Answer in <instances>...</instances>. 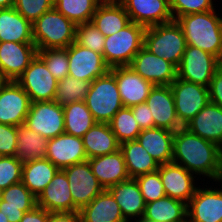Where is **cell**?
I'll return each instance as SVG.
<instances>
[{"mask_svg":"<svg viewBox=\"0 0 222 222\" xmlns=\"http://www.w3.org/2000/svg\"><path fill=\"white\" fill-rule=\"evenodd\" d=\"M172 162L216 181L222 171V148L182 127L174 132Z\"/></svg>","mask_w":222,"mask_h":222,"instance_id":"obj_1","label":"cell"},{"mask_svg":"<svg viewBox=\"0 0 222 222\" xmlns=\"http://www.w3.org/2000/svg\"><path fill=\"white\" fill-rule=\"evenodd\" d=\"M215 9L179 17L187 45L214 55L222 62V18Z\"/></svg>","mask_w":222,"mask_h":222,"instance_id":"obj_2","label":"cell"},{"mask_svg":"<svg viewBox=\"0 0 222 222\" xmlns=\"http://www.w3.org/2000/svg\"><path fill=\"white\" fill-rule=\"evenodd\" d=\"M32 29L37 50L67 48L75 42L76 25L54 7L42 14Z\"/></svg>","mask_w":222,"mask_h":222,"instance_id":"obj_3","label":"cell"},{"mask_svg":"<svg viewBox=\"0 0 222 222\" xmlns=\"http://www.w3.org/2000/svg\"><path fill=\"white\" fill-rule=\"evenodd\" d=\"M143 46L154 55L178 67L187 43L181 26L173 20L147 27L144 32Z\"/></svg>","mask_w":222,"mask_h":222,"instance_id":"obj_4","label":"cell"},{"mask_svg":"<svg viewBox=\"0 0 222 222\" xmlns=\"http://www.w3.org/2000/svg\"><path fill=\"white\" fill-rule=\"evenodd\" d=\"M145 29L142 25L130 22L122 30L107 36L103 51L105 63L110 68L129 66L144 45Z\"/></svg>","mask_w":222,"mask_h":222,"instance_id":"obj_5","label":"cell"},{"mask_svg":"<svg viewBox=\"0 0 222 222\" xmlns=\"http://www.w3.org/2000/svg\"><path fill=\"white\" fill-rule=\"evenodd\" d=\"M85 104L98 123H109L124 107L115 75L111 71L91 82Z\"/></svg>","mask_w":222,"mask_h":222,"instance_id":"obj_6","label":"cell"},{"mask_svg":"<svg viewBox=\"0 0 222 222\" xmlns=\"http://www.w3.org/2000/svg\"><path fill=\"white\" fill-rule=\"evenodd\" d=\"M221 65L222 62L214 55L195 46L187 45L177 67V78L208 87Z\"/></svg>","mask_w":222,"mask_h":222,"instance_id":"obj_7","label":"cell"},{"mask_svg":"<svg viewBox=\"0 0 222 222\" xmlns=\"http://www.w3.org/2000/svg\"><path fill=\"white\" fill-rule=\"evenodd\" d=\"M16 82L28 94L31 102L53 101L58 80L36 55Z\"/></svg>","mask_w":222,"mask_h":222,"instance_id":"obj_8","label":"cell"},{"mask_svg":"<svg viewBox=\"0 0 222 222\" xmlns=\"http://www.w3.org/2000/svg\"><path fill=\"white\" fill-rule=\"evenodd\" d=\"M180 124L184 127L210 102L208 87L176 78L170 85Z\"/></svg>","mask_w":222,"mask_h":222,"instance_id":"obj_9","label":"cell"},{"mask_svg":"<svg viewBox=\"0 0 222 222\" xmlns=\"http://www.w3.org/2000/svg\"><path fill=\"white\" fill-rule=\"evenodd\" d=\"M24 125L47 139L64 133L63 107L55 101L31 102Z\"/></svg>","mask_w":222,"mask_h":222,"instance_id":"obj_10","label":"cell"},{"mask_svg":"<svg viewBox=\"0 0 222 222\" xmlns=\"http://www.w3.org/2000/svg\"><path fill=\"white\" fill-rule=\"evenodd\" d=\"M62 170L69 182L74 212H79L104 190L93 174L88 161L73 164Z\"/></svg>","mask_w":222,"mask_h":222,"instance_id":"obj_11","label":"cell"},{"mask_svg":"<svg viewBox=\"0 0 222 222\" xmlns=\"http://www.w3.org/2000/svg\"><path fill=\"white\" fill-rule=\"evenodd\" d=\"M69 70L68 76L93 82L104 76L110 67L105 63L103 54L79 45L76 41L67 47Z\"/></svg>","mask_w":222,"mask_h":222,"instance_id":"obj_12","label":"cell"},{"mask_svg":"<svg viewBox=\"0 0 222 222\" xmlns=\"http://www.w3.org/2000/svg\"><path fill=\"white\" fill-rule=\"evenodd\" d=\"M136 73L154 85H171L177 78V67L151 53L144 46L129 65Z\"/></svg>","mask_w":222,"mask_h":222,"instance_id":"obj_13","label":"cell"},{"mask_svg":"<svg viewBox=\"0 0 222 222\" xmlns=\"http://www.w3.org/2000/svg\"><path fill=\"white\" fill-rule=\"evenodd\" d=\"M200 187L187 204V222H222V189Z\"/></svg>","mask_w":222,"mask_h":222,"instance_id":"obj_14","label":"cell"},{"mask_svg":"<svg viewBox=\"0 0 222 222\" xmlns=\"http://www.w3.org/2000/svg\"><path fill=\"white\" fill-rule=\"evenodd\" d=\"M158 171L166 196L188 204L197 189V176L173 162L159 165Z\"/></svg>","mask_w":222,"mask_h":222,"instance_id":"obj_15","label":"cell"},{"mask_svg":"<svg viewBox=\"0 0 222 222\" xmlns=\"http://www.w3.org/2000/svg\"><path fill=\"white\" fill-rule=\"evenodd\" d=\"M31 106L28 94L16 81H8L0 91V123L24 124Z\"/></svg>","mask_w":222,"mask_h":222,"instance_id":"obj_16","label":"cell"},{"mask_svg":"<svg viewBox=\"0 0 222 222\" xmlns=\"http://www.w3.org/2000/svg\"><path fill=\"white\" fill-rule=\"evenodd\" d=\"M115 75L120 98L124 107L145 103L149 93L155 86L136 73L130 66L110 68Z\"/></svg>","mask_w":222,"mask_h":222,"instance_id":"obj_17","label":"cell"},{"mask_svg":"<svg viewBox=\"0 0 222 222\" xmlns=\"http://www.w3.org/2000/svg\"><path fill=\"white\" fill-rule=\"evenodd\" d=\"M146 103L153 116L154 127L168 129L173 132L183 127L177 117L170 85H155L149 93Z\"/></svg>","mask_w":222,"mask_h":222,"instance_id":"obj_18","label":"cell"},{"mask_svg":"<svg viewBox=\"0 0 222 222\" xmlns=\"http://www.w3.org/2000/svg\"><path fill=\"white\" fill-rule=\"evenodd\" d=\"M121 4L130 21L145 28L174 20L169 0H124Z\"/></svg>","mask_w":222,"mask_h":222,"instance_id":"obj_19","label":"cell"},{"mask_svg":"<svg viewBox=\"0 0 222 222\" xmlns=\"http://www.w3.org/2000/svg\"><path fill=\"white\" fill-rule=\"evenodd\" d=\"M36 55L34 43L0 42V71L9 81H16Z\"/></svg>","mask_w":222,"mask_h":222,"instance_id":"obj_20","label":"cell"},{"mask_svg":"<svg viewBox=\"0 0 222 222\" xmlns=\"http://www.w3.org/2000/svg\"><path fill=\"white\" fill-rule=\"evenodd\" d=\"M46 158L58 169H64L88 159L84 150L83 139L66 133L49 139Z\"/></svg>","mask_w":222,"mask_h":222,"instance_id":"obj_21","label":"cell"},{"mask_svg":"<svg viewBox=\"0 0 222 222\" xmlns=\"http://www.w3.org/2000/svg\"><path fill=\"white\" fill-rule=\"evenodd\" d=\"M37 206L48 212H74L73 198L65 172L59 169L50 184L37 197Z\"/></svg>","mask_w":222,"mask_h":222,"instance_id":"obj_22","label":"cell"},{"mask_svg":"<svg viewBox=\"0 0 222 222\" xmlns=\"http://www.w3.org/2000/svg\"><path fill=\"white\" fill-rule=\"evenodd\" d=\"M93 174L104 189L130 179L122 151L87 159Z\"/></svg>","mask_w":222,"mask_h":222,"instance_id":"obj_23","label":"cell"},{"mask_svg":"<svg viewBox=\"0 0 222 222\" xmlns=\"http://www.w3.org/2000/svg\"><path fill=\"white\" fill-rule=\"evenodd\" d=\"M37 206V198L21 182L1 190L0 211L9 222H20L23 214Z\"/></svg>","mask_w":222,"mask_h":222,"instance_id":"obj_24","label":"cell"},{"mask_svg":"<svg viewBox=\"0 0 222 222\" xmlns=\"http://www.w3.org/2000/svg\"><path fill=\"white\" fill-rule=\"evenodd\" d=\"M184 127L222 148V108L219 105L209 102Z\"/></svg>","mask_w":222,"mask_h":222,"instance_id":"obj_25","label":"cell"},{"mask_svg":"<svg viewBox=\"0 0 222 222\" xmlns=\"http://www.w3.org/2000/svg\"><path fill=\"white\" fill-rule=\"evenodd\" d=\"M120 206L123 217L131 222L144 216L146 203L135 178L119 182L107 189ZM134 218V219H133Z\"/></svg>","mask_w":222,"mask_h":222,"instance_id":"obj_26","label":"cell"},{"mask_svg":"<svg viewBox=\"0 0 222 222\" xmlns=\"http://www.w3.org/2000/svg\"><path fill=\"white\" fill-rule=\"evenodd\" d=\"M137 140L159 165L172 162L173 131L158 127L143 129Z\"/></svg>","mask_w":222,"mask_h":222,"instance_id":"obj_27","label":"cell"},{"mask_svg":"<svg viewBox=\"0 0 222 222\" xmlns=\"http://www.w3.org/2000/svg\"><path fill=\"white\" fill-rule=\"evenodd\" d=\"M81 222H128L112 194L104 189L80 211Z\"/></svg>","mask_w":222,"mask_h":222,"instance_id":"obj_28","label":"cell"},{"mask_svg":"<svg viewBox=\"0 0 222 222\" xmlns=\"http://www.w3.org/2000/svg\"><path fill=\"white\" fill-rule=\"evenodd\" d=\"M34 43L32 23L14 7L0 9V42Z\"/></svg>","mask_w":222,"mask_h":222,"instance_id":"obj_29","label":"cell"},{"mask_svg":"<svg viewBox=\"0 0 222 222\" xmlns=\"http://www.w3.org/2000/svg\"><path fill=\"white\" fill-rule=\"evenodd\" d=\"M82 139L88 159L111 154L120 149V143L109 123H95Z\"/></svg>","mask_w":222,"mask_h":222,"instance_id":"obj_30","label":"cell"},{"mask_svg":"<svg viewBox=\"0 0 222 222\" xmlns=\"http://www.w3.org/2000/svg\"><path fill=\"white\" fill-rule=\"evenodd\" d=\"M58 170L47 158L27 161L22 166V183L37 198Z\"/></svg>","mask_w":222,"mask_h":222,"instance_id":"obj_31","label":"cell"},{"mask_svg":"<svg viewBox=\"0 0 222 222\" xmlns=\"http://www.w3.org/2000/svg\"><path fill=\"white\" fill-rule=\"evenodd\" d=\"M91 22L107 37L122 30L131 21L122 4L100 3Z\"/></svg>","mask_w":222,"mask_h":222,"instance_id":"obj_32","label":"cell"},{"mask_svg":"<svg viewBox=\"0 0 222 222\" xmlns=\"http://www.w3.org/2000/svg\"><path fill=\"white\" fill-rule=\"evenodd\" d=\"M127 172L130 178L157 171L159 164L142 147L138 140L127 141L120 144Z\"/></svg>","mask_w":222,"mask_h":222,"instance_id":"obj_33","label":"cell"},{"mask_svg":"<svg viewBox=\"0 0 222 222\" xmlns=\"http://www.w3.org/2000/svg\"><path fill=\"white\" fill-rule=\"evenodd\" d=\"M143 218L152 222H187V204L165 196L147 203Z\"/></svg>","mask_w":222,"mask_h":222,"instance_id":"obj_34","label":"cell"},{"mask_svg":"<svg viewBox=\"0 0 222 222\" xmlns=\"http://www.w3.org/2000/svg\"><path fill=\"white\" fill-rule=\"evenodd\" d=\"M49 139L29 129L24 124L17 126L16 158L22 163L46 158Z\"/></svg>","mask_w":222,"mask_h":222,"instance_id":"obj_35","label":"cell"},{"mask_svg":"<svg viewBox=\"0 0 222 222\" xmlns=\"http://www.w3.org/2000/svg\"><path fill=\"white\" fill-rule=\"evenodd\" d=\"M64 133L83 137L97 123L85 104V101L73 102L63 106Z\"/></svg>","mask_w":222,"mask_h":222,"instance_id":"obj_36","label":"cell"},{"mask_svg":"<svg viewBox=\"0 0 222 222\" xmlns=\"http://www.w3.org/2000/svg\"><path fill=\"white\" fill-rule=\"evenodd\" d=\"M99 0H54V8L75 25L91 22Z\"/></svg>","mask_w":222,"mask_h":222,"instance_id":"obj_37","label":"cell"},{"mask_svg":"<svg viewBox=\"0 0 222 222\" xmlns=\"http://www.w3.org/2000/svg\"><path fill=\"white\" fill-rule=\"evenodd\" d=\"M91 82L66 76L58 81L53 101L59 106H65L73 102L85 101Z\"/></svg>","mask_w":222,"mask_h":222,"instance_id":"obj_38","label":"cell"},{"mask_svg":"<svg viewBox=\"0 0 222 222\" xmlns=\"http://www.w3.org/2000/svg\"><path fill=\"white\" fill-rule=\"evenodd\" d=\"M109 126L120 144L137 140L142 130L129 107L120 109L109 122Z\"/></svg>","mask_w":222,"mask_h":222,"instance_id":"obj_39","label":"cell"},{"mask_svg":"<svg viewBox=\"0 0 222 222\" xmlns=\"http://www.w3.org/2000/svg\"><path fill=\"white\" fill-rule=\"evenodd\" d=\"M37 55L44 61L56 80L68 76L69 61L67 48H50L37 50Z\"/></svg>","mask_w":222,"mask_h":222,"instance_id":"obj_40","label":"cell"},{"mask_svg":"<svg viewBox=\"0 0 222 222\" xmlns=\"http://www.w3.org/2000/svg\"><path fill=\"white\" fill-rule=\"evenodd\" d=\"M105 38L92 22L76 25L75 41L96 53L103 54Z\"/></svg>","mask_w":222,"mask_h":222,"instance_id":"obj_41","label":"cell"},{"mask_svg":"<svg viewBox=\"0 0 222 222\" xmlns=\"http://www.w3.org/2000/svg\"><path fill=\"white\" fill-rule=\"evenodd\" d=\"M135 179L139 184L141 194L146 204L166 196L158 170L140 175Z\"/></svg>","mask_w":222,"mask_h":222,"instance_id":"obj_42","label":"cell"},{"mask_svg":"<svg viewBox=\"0 0 222 222\" xmlns=\"http://www.w3.org/2000/svg\"><path fill=\"white\" fill-rule=\"evenodd\" d=\"M22 166L15 156L0 157V191L22 181Z\"/></svg>","mask_w":222,"mask_h":222,"instance_id":"obj_43","label":"cell"},{"mask_svg":"<svg viewBox=\"0 0 222 222\" xmlns=\"http://www.w3.org/2000/svg\"><path fill=\"white\" fill-rule=\"evenodd\" d=\"M174 20L179 17L198 12L214 10L216 6L212 0H169Z\"/></svg>","mask_w":222,"mask_h":222,"instance_id":"obj_44","label":"cell"},{"mask_svg":"<svg viewBox=\"0 0 222 222\" xmlns=\"http://www.w3.org/2000/svg\"><path fill=\"white\" fill-rule=\"evenodd\" d=\"M54 7V0H16L14 8L30 23Z\"/></svg>","mask_w":222,"mask_h":222,"instance_id":"obj_45","label":"cell"},{"mask_svg":"<svg viewBox=\"0 0 222 222\" xmlns=\"http://www.w3.org/2000/svg\"><path fill=\"white\" fill-rule=\"evenodd\" d=\"M17 126L0 123V155L16 156Z\"/></svg>","mask_w":222,"mask_h":222,"instance_id":"obj_46","label":"cell"},{"mask_svg":"<svg viewBox=\"0 0 222 222\" xmlns=\"http://www.w3.org/2000/svg\"><path fill=\"white\" fill-rule=\"evenodd\" d=\"M130 108L134 118L142 130L154 128V119L146 102L131 106Z\"/></svg>","mask_w":222,"mask_h":222,"instance_id":"obj_47","label":"cell"},{"mask_svg":"<svg viewBox=\"0 0 222 222\" xmlns=\"http://www.w3.org/2000/svg\"><path fill=\"white\" fill-rule=\"evenodd\" d=\"M210 102L222 108V65L217 69L208 86Z\"/></svg>","mask_w":222,"mask_h":222,"instance_id":"obj_48","label":"cell"},{"mask_svg":"<svg viewBox=\"0 0 222 222\" xmlns=\"http://www.w3.org/2000/svg\"><path fill=\"white\" fill-rule=\"evenodd\" d=\"M50 212L36 206L33 210L23 214L20 222H47Z\"/></svg>","mask_w":222,"mask_h":222,"instance_id":"obj_49","label":"cell"},{"mask_svg":"<svg viewBox=\"0 0 222 222\" xmlns=\"http://www.w3.org/2000/svg\"><path fill=\"white\" fill-rule=\"evenodd\" d=\"M47 222H81L79 212H52Z\"/></svg>","mask_w":222,"mask_h":222,"instance_id":"obj_50","label":"cell"},{"mask_svg":"<svg viewBox=\"0 0 222 222\" xmlns=\"http://www.w3.org/2000/svg\"><path fill=\"white\" fill-rule=\"evenodd\" d=\"M16 0H0V9L14 7Z\"/></svg>","mask_w":222,"mask_h":222,"instance_id":"obj_51","label":"cell"},{"mask_svg":"<svg viewBox=\"0 0 222 222\" xmlns=\"http://www.w3.org/2000/svg\"><path fill=\"white\" fill-rule=\"evenodd\" d=\"M9 80L5 77V75L0 71V91L7 84Z\"/></svg>","mask_w":222,"mask_h":222,"instance_id":"obj_52","label":"cell"},{"mask_svg":"<svg viewBox=\"0 0 222 222\" xmlns=\"http://www.w3.org/2000/svg\"><path fill=\"white\" fill-rule=\"evenodd\" d=\"M124 0H99V3L121 4Z\"/></svg>","mask_w":222,"mask_h":222,"instance_id":"obj_53","label":"cell"},{"mask_svg":"<svg viewBox=\"0 0 222 222\" xmlns=\"http://www.w3.org/2000/svg\"><path fill=\"white\" fill-rule=\"evenodd\" d=\"M0 222H9L7 220V216H5L4 213H2V211H0Z\"/></svg>","mask_w":222,"mask_h":222,"instance_id":"obj_54","label":"cell"},{"mask_svg":"<svg viewBox=\"0 0 222 222\" xmlns=\"http://www.w3.org/2000/svg\"><path fill=\"white\" fill-rule=\"evenodd\" d=\"M152 222V221H148V220H146V219H144L143 217L142 218H140V219H136V220H133V222ZM132 222V221H131Z\"/></svg>","mask_w":222,"mask_h":222,"instance_id":"obj_55","label":"cell"},{"mask_svg":"<svg viewBox=\"0 0 222 222\" xmlns=\"http://www.w3.org/2000/svg\"><path fill=\"white\" fill-rule=\"evenodd\" d=\"M222 181V171L220 172V174H219V176H218V178H217V180L215 181V182H221Z\"/></svg>","mask_w":222,"mask_h":222,"instance_id":"obj_56","label":"cell"}]
</instances>
